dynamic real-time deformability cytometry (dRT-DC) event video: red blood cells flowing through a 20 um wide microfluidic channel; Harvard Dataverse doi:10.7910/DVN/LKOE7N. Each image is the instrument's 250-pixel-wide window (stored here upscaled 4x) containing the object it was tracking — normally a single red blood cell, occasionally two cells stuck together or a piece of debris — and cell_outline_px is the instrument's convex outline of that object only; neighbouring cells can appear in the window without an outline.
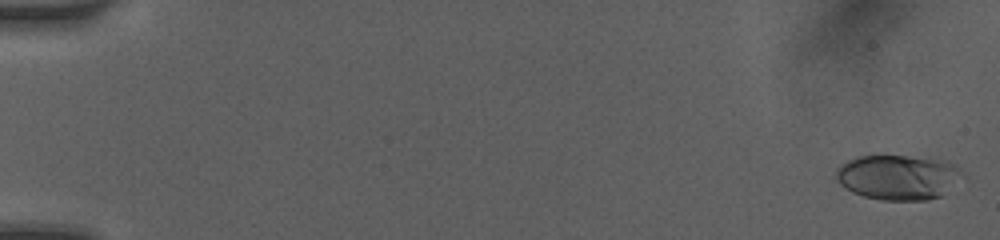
{"species": "human", "species_latin": "Homo sapiens", "temperature_condition": "room temperature", "stored_images_in_passage": 59, "camera_frame_rate_fps": 3000, "um_per_image_px": 0.085, "donor": {"sex": "female"}, "frame": {"image": 1, "passage_image": 1, "time_ms": 0.0, "image_size_px": [1000, 240], "cell_outline_px": [[968, 180], [940, 196], [928, 200], [880, 200], [864, 196], [852, 192], [840, 184], [836, 180], [836, 168], [840, 164], [848, 160], [860, 156], [908, 156], [940, 160], [956, 164]], "centroid_in_image_um": [76.42, 15.07], "position_along_channel_um": 8.6, "area_um2": 33.7}}
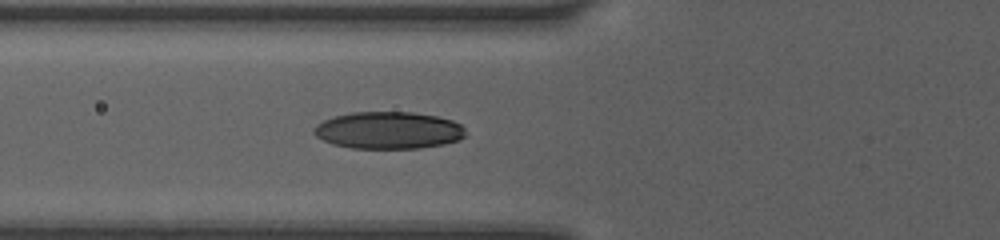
{"frame": {"image": 2, "passage_image": 43, "time_ms": 6.333, "image_size_px": [1000, 240], "cell_outline_px": [[464, 136], [460, 140], [444, 144], [420, 148], [352, 148], [332, 144], [316, 136], [312, 132], [312, 128], [316, 124], [332, 116], [352, 112], [412, 112], [436, 116], [452, 120], [460, 124], [464, 128]], "centroid_in_image_um": [32.99, 11.07], "position_along_channel_um": 92.8, "area_um2": 32.95}}
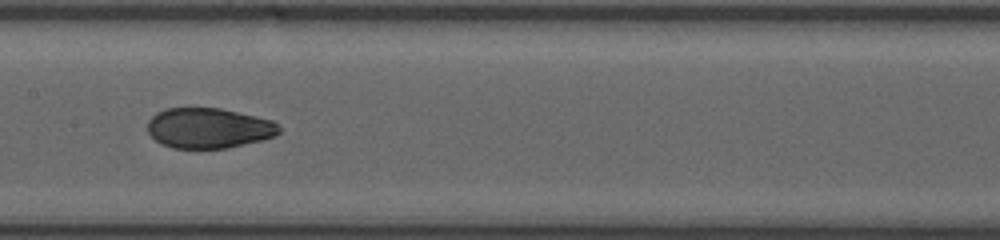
{"frame": {"image": 3, "passage_image": 58, "time_ms": 8.667, "image_size_px": [1000, 240], "cell_outline_px": [[280, 132], [276, 136], [228, 148], [172, 148], [160, 144], [148, 132], [148, 120], [156, 112], [164, 108], [220, 108], [256, 116], [272, 120], [280, 124]], "centroid_in_image_um": [17.74, 10.88], "position_along_channel_um": 189.7, "area_um2": 31.04}}